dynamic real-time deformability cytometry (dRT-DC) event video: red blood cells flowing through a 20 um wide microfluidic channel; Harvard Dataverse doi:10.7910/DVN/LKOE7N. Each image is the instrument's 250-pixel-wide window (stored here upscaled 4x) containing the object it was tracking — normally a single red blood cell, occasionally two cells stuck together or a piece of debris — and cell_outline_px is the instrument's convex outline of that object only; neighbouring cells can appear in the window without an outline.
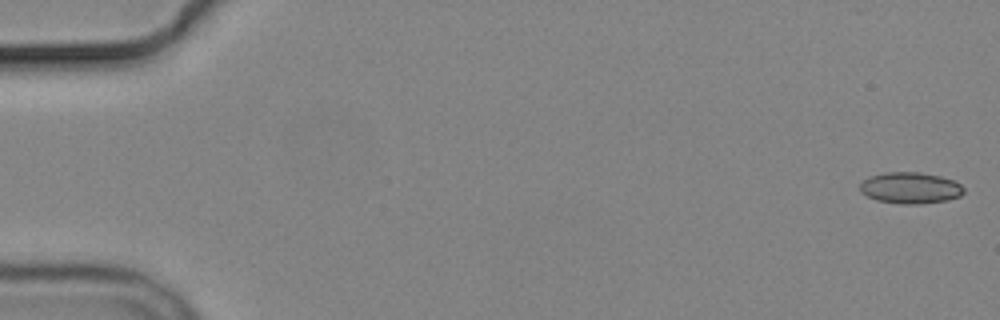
{"species": "common noctule bat (a hibernating species)", "species_latin": "Nyctalus noctula", "temperature_condition": "cold", "stored_images_in_passage": 8, "camera_frame_rate_fps": 3000, "um_per_image_px": 0.085, "animal": {"sex": "male", "body_mass_g": 19.2, "forearm_length_mm": 51.8}, "frame": {"image": 1, "passage_image": 1, "time_ms": 0.0, "image_size_px": [1000, 320], "cell_outline_px": [[964, 192], [960, 196], [948, 200], [916, 204], [904, 204], [876, 200], [860, 192], [860, 184], [868, 176], [884, 172], [920, 172], [940, 176], [952, 180], [960, 184], [964, 188]], "centroid_in_image_um": [77.37, 15.96], "position_along_channel_um": 7.6, "area_um2": 18.96}}
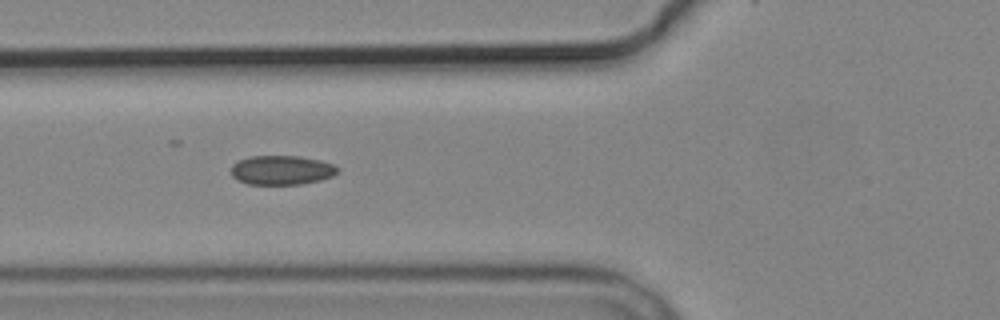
{"frame": {"image": 2, "passage_image": 7, "time_ms": 6.667, "image_size_px": [1000, 320], "cell_outline_px": [[340, 168], [332, 176], [320, 180], [300, 184], [248, 184], [236, 180], [232, 176], [232, 164], [236, 160], [252, 156], [300, 156], [320, 160], [332, 164]], "centroid_in_image_um": [23.91, 14.45], "position_along_channel_um": 101.9, "area_um2": 18.21}}
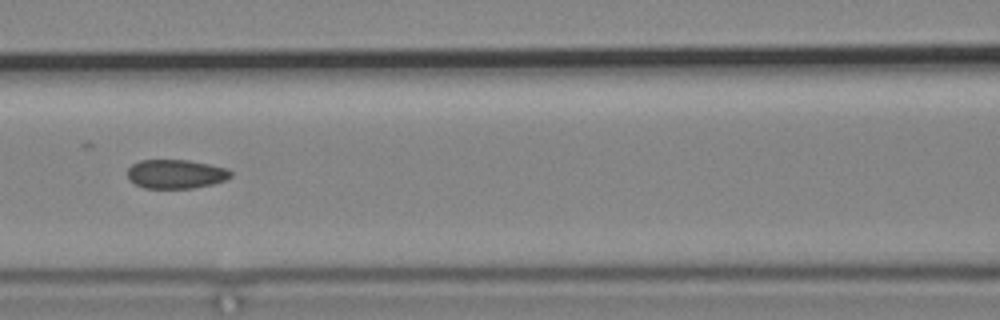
{"frame": {"image": 3, "passage_image": 8, "time_ms": 8.0, "image_size_px": [1000, 320], "cell_outline_px": [[232, 176], [224, 180], [212, 184], [192, 188], [144, 188], [136, 184], [128, 176], [128, 168], [132, 164], [140, 160], [188, 160], [228, 168], [232, 172]], "centroid_in_image_um": [14.96, 14.78], "position_along_channel_um": 151.6, "area_um2": 17.34}}